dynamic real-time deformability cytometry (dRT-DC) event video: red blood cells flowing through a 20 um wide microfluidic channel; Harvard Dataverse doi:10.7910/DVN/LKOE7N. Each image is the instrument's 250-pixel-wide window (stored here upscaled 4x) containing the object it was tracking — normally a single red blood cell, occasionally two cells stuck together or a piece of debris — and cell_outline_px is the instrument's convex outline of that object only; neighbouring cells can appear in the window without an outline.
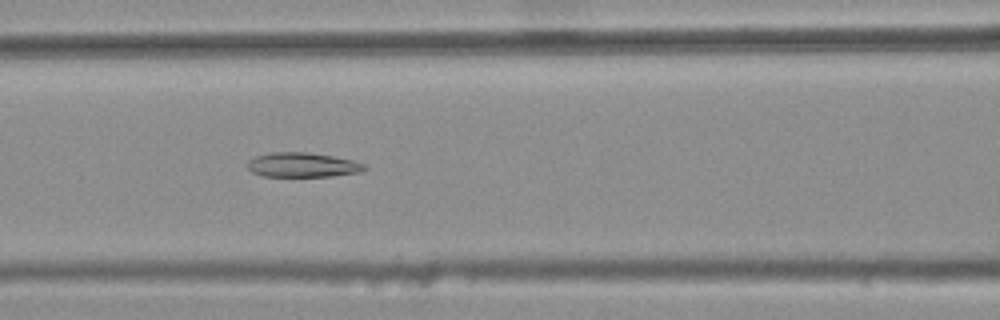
{"species": "common noctule bat (a hibernating species)", "species_latin": "Nyctalus noctula", "temperature_condition": "warm", "stored_images_in_passage": 35, "camera_frame_rate_fps": 3000, "um_per_image_px": 0.085, "animal": {"sex": "female", "body_mass_g": 25.1}, "frame": {"image": 1, "passage_image": 11, "time_ms": 3.333, "image_size_px": [1000, 320], "cell_outline_px": [[368, 168], [360, 172], [332, 176], [260, 176], [252, 172], [248, 168], [248, 160], [256, 156], [272, 152], [308, 152], [332, 156], [352, 160], [368, 164]], "centroid_in_image_um": [25.74, 14.01], "position_along_channel_um": 140.9, "area_um2": 16.82}}
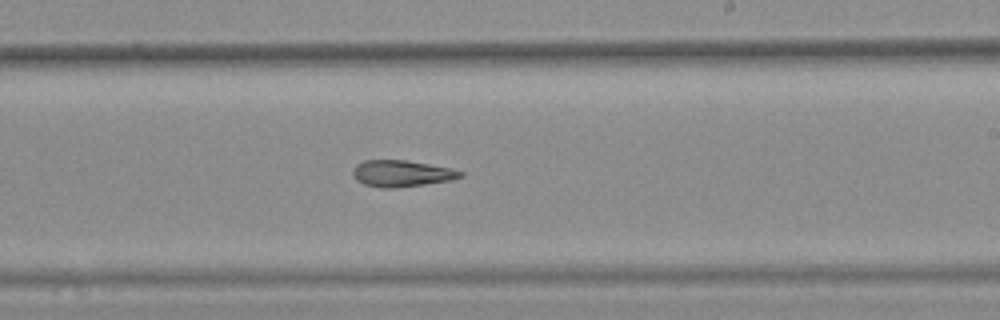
{"frame": {"image": 2, "passage_image": 20, "time_ms": 6.333, "image_size_px": [1000, 320], "cell_outline_px": [[464, 176], [452, 180], [424, 184], [392, 188], [384, 188], [364, 184], [356, 180], [352, 176], [352, 168], [356, 164], [364, 160], [404, 160], [452, 168], [464, 172]], "centroid_in_image_um": [34.13, 14.74], "position_along_channel_um": 254.9, "area_um2": 16.65}}
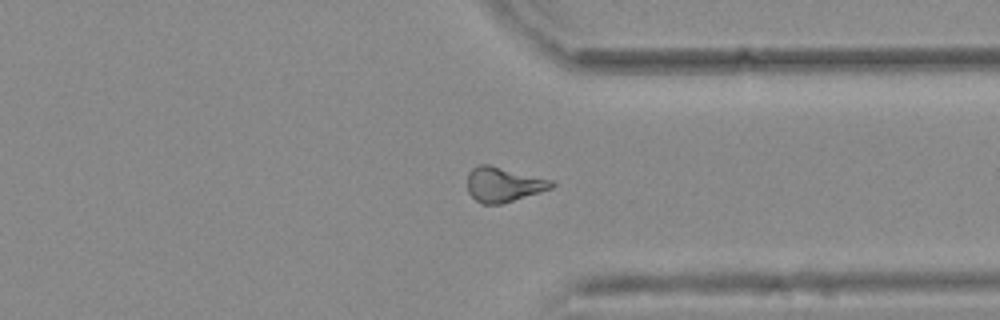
{"frame": {"image": 3, "passage_image": 29, "time_ms": 9.333, "image_size_px": [1000, 320], "cell_outline_px": [[556, 184], [552, 188], [540, 192], [500, 204], [484, 204], [476, 200], [468, 192], [468, 172], [476, 164], [488, 164], [556, 180]], "centroid_in_image_um": [42.83, 15.66], "position_along_channel_um": 368.6, "area_um2": 17.22}}